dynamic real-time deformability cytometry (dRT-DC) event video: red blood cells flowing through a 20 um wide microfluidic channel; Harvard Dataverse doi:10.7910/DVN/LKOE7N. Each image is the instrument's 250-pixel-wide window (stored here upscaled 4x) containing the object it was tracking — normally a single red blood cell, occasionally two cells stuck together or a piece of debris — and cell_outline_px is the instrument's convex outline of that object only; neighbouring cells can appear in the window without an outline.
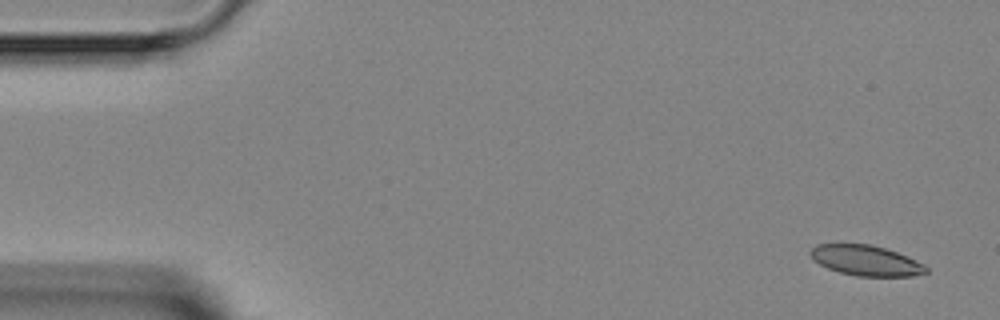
{"species": "Egyptian fruit bat (a non-hibernating species)", "species_latin": "Rousettus aegyptiacus", "temperature_condition": "room temperature", "stored_images_in_passage": 4, "camera_frame_rate_fps": 3000, "um_per_image_px": 0.085, "animal": {"sex": "female"}, "frame": {"image": 1, "passage_image": 1, "time_ms": 0.0, "image_size_px": [1000, 320], "cell_outline_px": [[928, 272], [912, 276], [856, 276], [840, 272], [828, 268], [812, 260], [808, 252], [816, 244], [872, 244], [908, 256], [924, 264], [928, 268]], "centroid_in_image_um": [73.59, 22.14], "position_along_channel_um": 11.4, "area_um2": 20.52}}
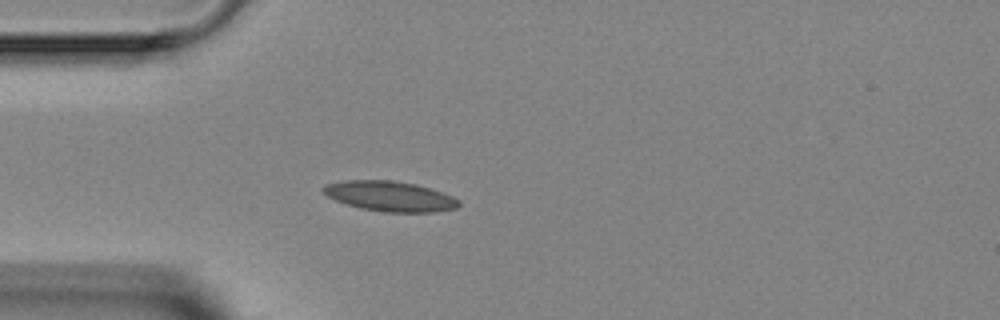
{"frame": {"image": 2, "passage_image": 4, "time_ms": 3.667, "image_size_px": [1000, 320], "cell_outline_px": [[460, 204], [456, 208], [436, 212], [384, 212], [360, 208], [336, 200], [328, 196], [320, 188], [324, 184], [344, 180], [392, 180], [416, 184], [452, 196], [460, 200]], "centroid_in_image_um": [33.13, 16.67], "position_along_channel_um": 51.9, "area_um2": 23.76}}